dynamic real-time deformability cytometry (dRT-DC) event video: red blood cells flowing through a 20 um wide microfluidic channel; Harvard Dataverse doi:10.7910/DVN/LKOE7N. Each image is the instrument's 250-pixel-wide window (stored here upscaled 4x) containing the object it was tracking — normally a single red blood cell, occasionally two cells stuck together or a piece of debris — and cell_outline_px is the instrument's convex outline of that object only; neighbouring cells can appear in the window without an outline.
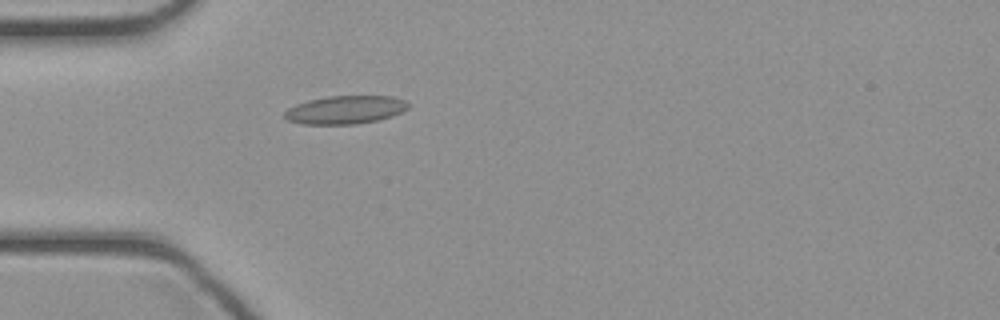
{"species": "common noctule bat (a hibernating species)", "species_latin": "Nyctalus noctula", "temperature_condition": "cold", "stored_images_in_passage": 32, "camera_frame_rate_fps": 3000, "um_per_image_px": 0.085, "animal": {"sex": "female", "body_mass_g": 21.9}, "frame": {"image": 1, "passage_image": 1, "time_ms": 0.0, "image_size_px": [1000, 320], "cell_outline_px": [[412, 104], [408, 108], [392, 116], [376, 120], [356, 124], [304, 124], [288, 120], [284, 116], [284, 112], [288, 108], [296, 104], [308, 100], [328, 96], [392, 96], [404, 100]], "centroid_in_image_um": [29.36, 9.32], "position_along_channel_um": 55.6, "area_um2": 20.29}}
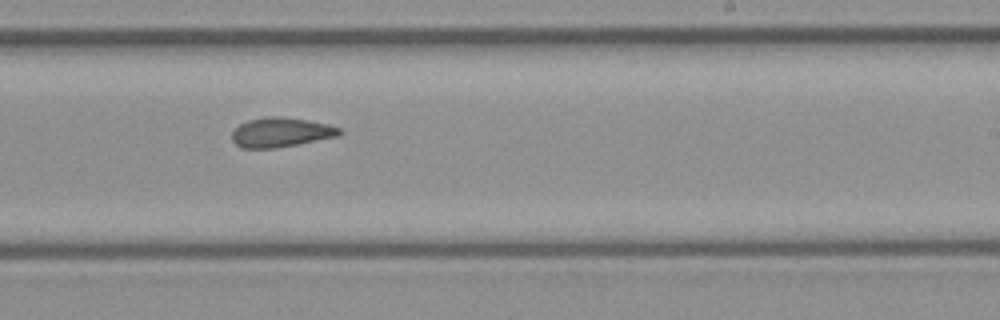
{"frame": {"image": 2, "passage_image": 15, "time_ms": 4.667, "image_size_px": [1000, 320], "cell_outline_px": [[344, 132], [336, 136], [276, 148], [240, 148], [232, 140], [232, 132], [240, 124], [248, 120], [272, 116], [280, 116], [308, 120], [328, 124], [340, 128]], "centroid_in_image_um": [23.86, 11.24], "position_along_channel_um": 265.1, "area_um2": 18.32}}
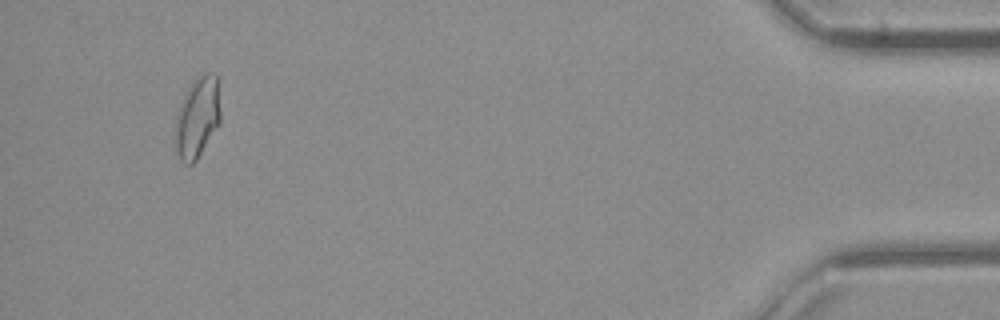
{"frame": {"image": 3, "passage_image": 30, "time_ms": 9.667, "image_size_px": [1000, 320], "cell_outline_px": [[220, 124], [196, 160], [192, 164], [184, 164], [180, 160], [176, 152], [172, 140], [176, 116], [180, 104], [188, 88], [196, 76], [200, 72], [216, 72], [220, 112]], "centroid_in_image_um": [16.74, 10.0], "position_along_channel_um": 418.5, "area_um2": 21.91}}